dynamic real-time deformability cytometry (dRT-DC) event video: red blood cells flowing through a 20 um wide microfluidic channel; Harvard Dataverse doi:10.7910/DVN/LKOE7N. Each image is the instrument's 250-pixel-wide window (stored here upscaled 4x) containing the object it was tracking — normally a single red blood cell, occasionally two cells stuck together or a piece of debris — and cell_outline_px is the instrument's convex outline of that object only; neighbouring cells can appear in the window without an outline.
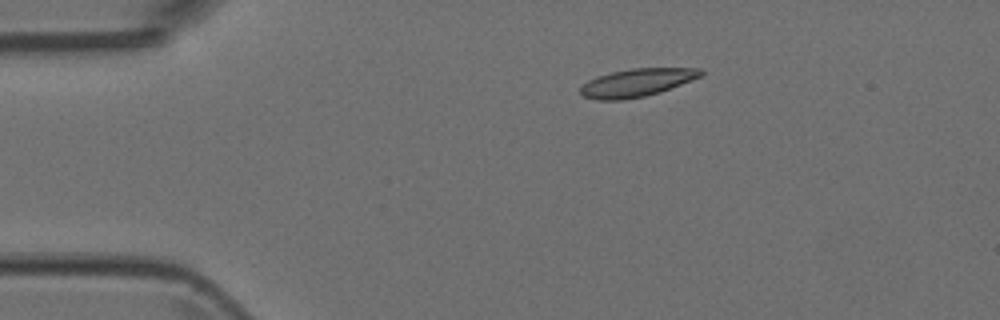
{"species": "Egyptian fruit bat (a non-hibernating species)", "species_latin": "Rousettus aegyptiacus", "temperature_condition": "room temperature", "stored_images_in_passage": 9, "camera_frame_rate_fps": 3000, "um_per_image_px": 0.085, "animal": {"sex": "female"}, "frame": {"image": 1, "passage_image": 3, "time_ms": 0.667, "image_size_px": [1000, 320], "cell_outline_px": [[704, 76], [660, 92], [644, 96], [620, 100], [596, 100], [584, 96], [580, 92], [580, 88], [588, 80], [596, 76], [612, 72], [632, 68], [700, 68], [704, 72]], "centroid_in_image_um": [54.16, 7.02], "position_along_channel_um": 30.8, "area_um2": 19.65}}
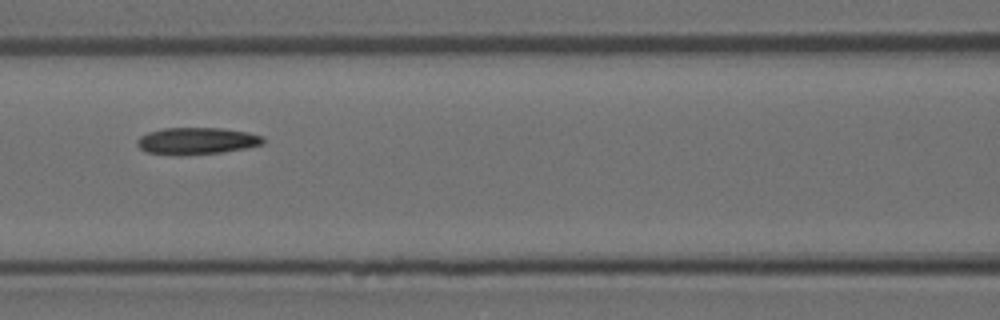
{"frame": {"image": 2, "passage_image": 6, "time_ms": 1.667, "image_size_px": [1000, 320], "cell_outline_px": [[264, 144], [244, 148], [220, 152], [176, 156], [148, 152], [140, 148], [136, 144], [136, 140], [140, 136], [148, 132], [164, 128], [220, 128], [248, 132], [264, 136]], "centroid_in_image_um": [16.7, 11.98], "position_along_channel_um": 149.9, "area_um2": 19.77}}
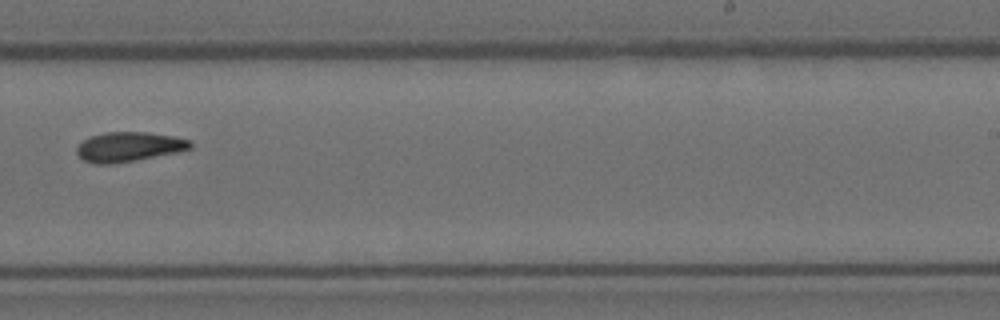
{"frame": {"image": 3, "passage_image": 9, "time_ms": 2.667, "image_size_px": [1000, 320], "cell_outline_px": [[192, 148], [176, 152], [136, 160], [112, 164], [96, 164], [84, 160], [76, 152], [76, 148], [88, 136], [104, 132], [148, 132], [172, 136], [192, 140]], "centroid_in_image_um": [10.95, 12.47], "position_along_channel_um": 278.1, "area_um2": 19.59}}